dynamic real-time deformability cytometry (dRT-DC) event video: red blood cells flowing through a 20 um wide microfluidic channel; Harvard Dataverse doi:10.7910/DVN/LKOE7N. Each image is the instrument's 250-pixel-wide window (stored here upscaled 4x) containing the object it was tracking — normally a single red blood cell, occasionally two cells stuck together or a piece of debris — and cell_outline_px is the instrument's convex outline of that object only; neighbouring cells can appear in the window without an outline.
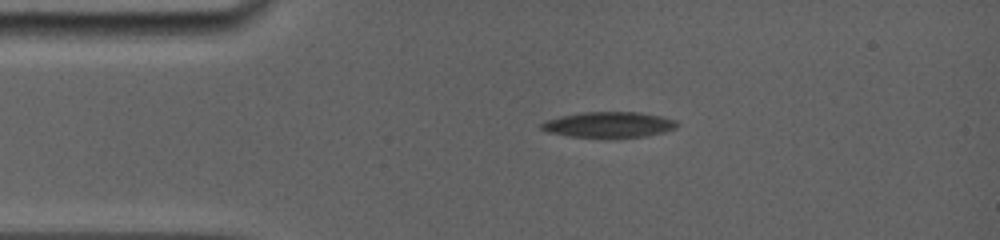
{"species": "common noctule bat (a hibernating species)", "species_latin": "Nyctalus noctula", "temperature_condition": "room temperature", "stored_images_in_passage": 68, "camera_frame_rate_fps": 5000, "um_per_image_px": 0.085, "animal": {"sex": "female", "body_mass_g": 19.0, "forearm_length_mm": 56.7}, "frame": {"image": 1, "passage_image": 1, "time_ms": 0.0, "image_size_px": [1000, 240], "cell_outline_px": [[680, 124], [676, 128], [664, 132], [648, 136], [568, 136], [548, 132], [540, 128], [540, 124], [544, 120], [560, 116], [584, 112], [640, 112], [660, 116], [676, 120]], "centroid_in_image_um": [51.76, 10.57], "position_along_channel_um": 33.2, "area_um2": 20.0}}
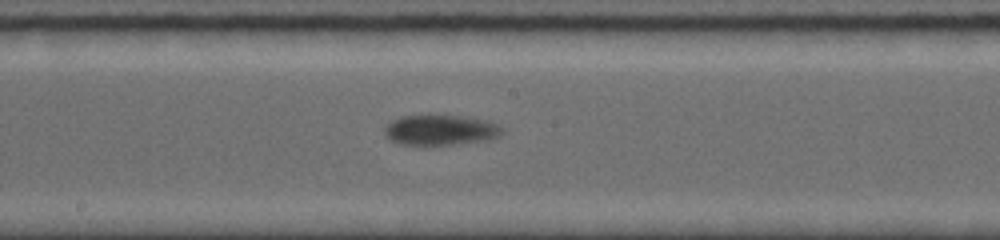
{"frame": {"image": 2, "passage_image": 29, "time_ms": 5.6, "image_size_px": [1000, 240], "cell_outline_px": [[504, 132], [500, 136], [492, 140], [452, 144], [400, 144], [388, 140], [384, 136], [384, 128], [392, 120], [400, 116], [464, 116], [488, 120], [500, 124], [504, 128]], "centroid_in_image_um": [37.5, 11.05], "position_along_channel_um": 210.7, "area_um2": 20.98}}
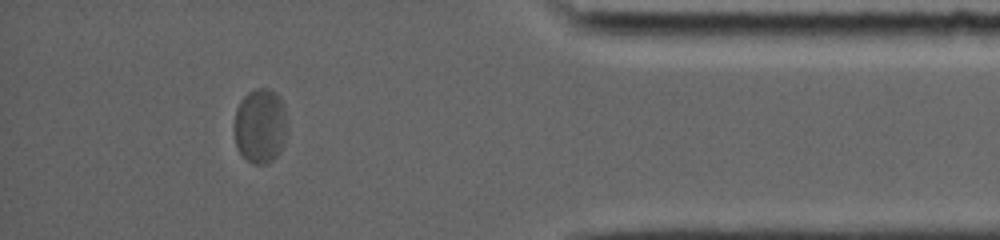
{"frame": {"image": 3, "passage_image": 59, "time_ms": 11.6, "image_size_px": [1000, 240], "cell_outline_px": [[288, 132], [284, 144], [280, 152], [268, 164], [252, 164], [236, 148], [232, 128], [236, 108], [240, 100], [248, 92], [256, 88], [268, 88], [276, 92], [280, 96], [288, 120]], "centroid_in_image_um": [22.13, 10.69], "position_along_channel_um": 413.1, "area_um2": 23.99}, "authors_computed_cell_mechanics": {"area_um2": 21.2993, "velocity_mm_per_s": 3.7544, "shape_relaxation_time_tau1_ms": 9.1647, "shape_relaxation_time_tau2_ms": null, "deformation_change_tau1": 0.1789, "deformation_change_tau2": null}}